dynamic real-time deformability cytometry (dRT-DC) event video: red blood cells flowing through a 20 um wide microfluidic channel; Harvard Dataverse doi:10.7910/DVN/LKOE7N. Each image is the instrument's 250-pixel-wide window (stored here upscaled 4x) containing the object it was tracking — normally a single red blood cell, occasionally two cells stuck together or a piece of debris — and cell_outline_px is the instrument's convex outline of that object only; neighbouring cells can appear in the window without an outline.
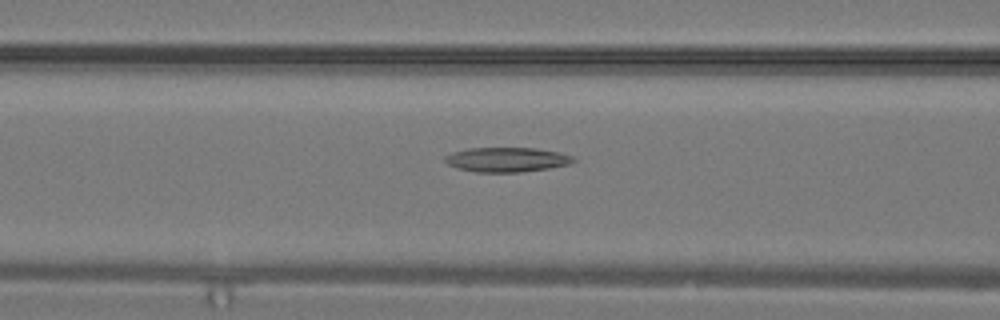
{"species": "common noctule bat (a hibernating species)", "species_latin": "Nyctalus noctula", "temperature_condition": "warm", "stored_images_in_passage": 18, "camera_frame_rate_fps": 3000, "um_per_image_px": 0.085, "animal": {"sex": "male", "body_mass_g": 19.2, "forearm_length_mm": 51.8}, "frame": {"image": 1, "passage_image": 11, "time_ms": 3.333, "image_size_px": [1000, 320], "cell_outline_px": [[576, 160], [568, 164], [548, 168], [520, 172], [476, 172], [456, 168], [448, 164], [444, 160], [444, 156], [452, 152], [468, 148], [536, 148], [560, 152], [572, 156]], "centroid_in_image_um": [43.04, 13.56], "position_along_channel_um": 123.6, "area_um2": 18.38}}
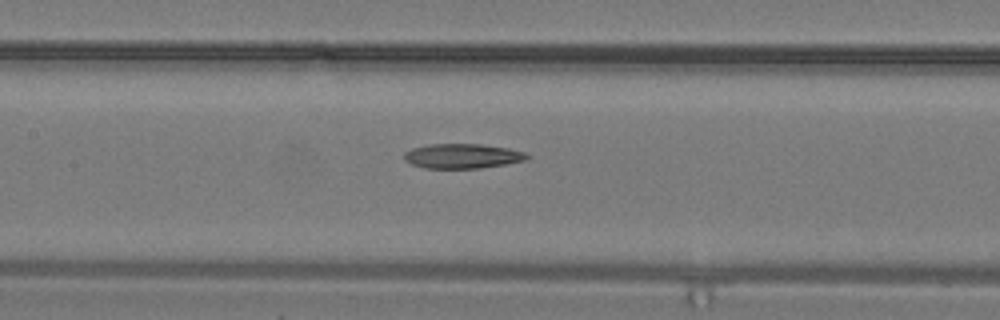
{"frame": {"image": 2, "passage_image": 13, "time_ms": 4.0, "image_size_px": [1000, 320], "cell_outline_px": [[528, 156], [524, 160], [504, 164], [480, 168], [424, 168], [412, 164], [404, 160], [404, 152], [412, 148], [432, 144], [480, 144], [508, 148], [524, 152]], "centroid_in_image_um": [39.25, 13.26], "position_along_channel_um": 168.1, "area_um2": 17.46}}